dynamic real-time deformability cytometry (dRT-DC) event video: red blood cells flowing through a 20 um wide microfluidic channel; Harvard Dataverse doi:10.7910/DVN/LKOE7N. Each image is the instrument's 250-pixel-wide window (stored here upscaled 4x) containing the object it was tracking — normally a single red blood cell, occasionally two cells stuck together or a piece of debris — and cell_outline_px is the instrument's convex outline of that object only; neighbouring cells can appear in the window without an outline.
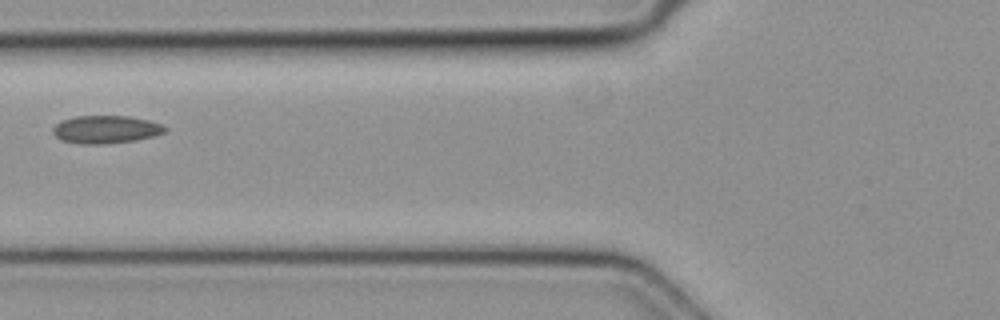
{"species": "common noctule bat (a hibernating species)", "species_latin": "Nyctalus noctula", "temperature_condition": "cold", "stored_images_in_passage": 2, "camera_frame_rate_fps": 3000, "um_per_image_px": 0.085, "animal": {"sex": "female", "body_mass_g": 19.3, "forearm_length_mm": 54.1}, "frame": {"image": 1, "passage_image": 2, "time_ms": 0.333, "image_size_px": [1000, 320], "cell_outline_px": [[168, 128], [164, 132], [152, 136], [132, 140], [100, 144], [84, 144], [60, 140], [52, 132], [52, 128], [60, 120], [76, 116], [128, 116], [148, 120], [160, 124]], "centroid_in_image_um": [8.94, 10.99], "position_along_channel_um": 116.9, "area_um2": 17.98}}